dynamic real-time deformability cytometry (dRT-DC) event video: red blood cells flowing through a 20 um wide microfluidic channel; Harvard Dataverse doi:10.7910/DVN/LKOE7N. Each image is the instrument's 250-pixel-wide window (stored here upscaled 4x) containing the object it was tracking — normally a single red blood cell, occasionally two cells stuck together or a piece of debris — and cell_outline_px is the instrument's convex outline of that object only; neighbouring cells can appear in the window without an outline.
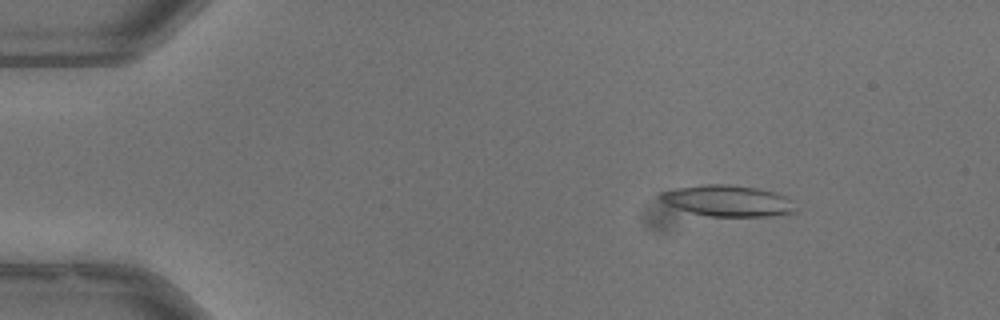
{"species": "common noctule bat (a hibernating species)", "species_latin": "Nyctalus noctula", "temperature_condition": "warm", "stored_images_in_passage": 50, "camera_frame_rate_fps": 3000, "um_per_image_px": 0.085, "animal": {"sex": "male", "body_mass_g": 13.3}, "frame": {"image": 1, "passage_image": 4, "time_ms": 1.0, "image_size_px": [1000, 320], "cell_outline_px": [[796, 212], [764, 216], [712, 216], [692, 212], [680, 208], [664, 200], [660, 196], [660, 192], [676, 188], [704, 184], [728, 184], [756, 188], [772, 192], [784, 196]], "centroid_in_image_um": [61.85, 17.05], "position_along_channel_um": 23.2, "area_um2": 23.47}}
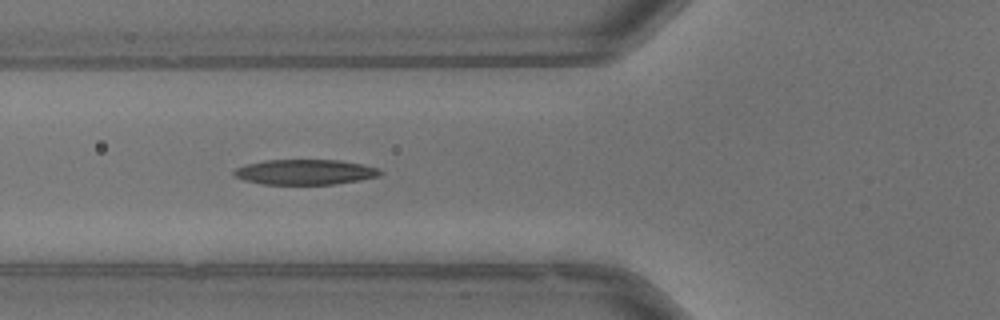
{"frame": {"image": 2, "passage_image": 17, "time_ms": 5.333, "image_size_px": [1000, 320], "cell_outline_px": [[384, 172], [380, 176], [360, 180], [332, 184], [260, 184], [244, 180], [236, 176], [232, 172], [236, 168], [248, 164], [264, 160], [340, 160], [380, 168]], "centroid_in_image_um": [25.96, 14.62], "position_along_channel_um": 99.8, "area_um2": 21.44}}
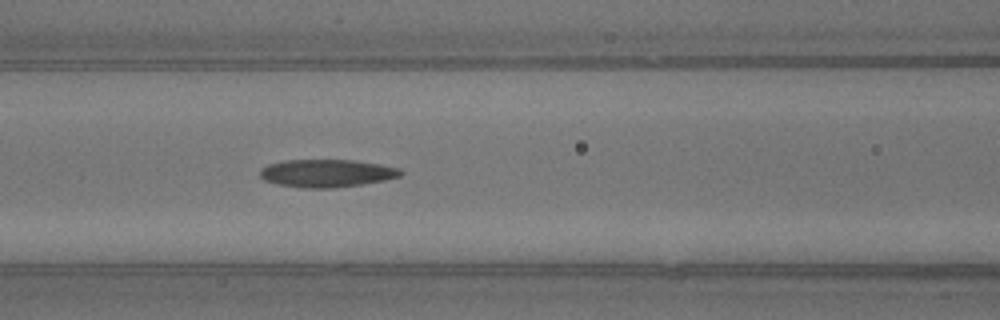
{"frame": {"image": 3, "passage_image": 20, "time_ms": 6.333, "image_size_px": [1000, 320], "cell_outline_px": [[404, 172], [400, 176], [384, 180], [360, 184], [332, 188], [304, 188], [276, 184], [264, 180], [260, 176], [260, 168], [268, 164], [288, 160], [356, 160], [380, 164], [400, 168]], "centroid_in_image_um": [27.76, 14.72], "position_along_channel_um": 138.8, "area_um2": 22.77}, "authors_computed_cell_mechanics": {"area_um2": 22.7443, "velocity_mm_per_s": 3.851, "shape_relaxation_time_tau1_ms": 7.1825, "shape_relaxation_time_tau2_ms": null, "deformation_change_tau1": 0.1815, "deformation_change_tau2": null}}